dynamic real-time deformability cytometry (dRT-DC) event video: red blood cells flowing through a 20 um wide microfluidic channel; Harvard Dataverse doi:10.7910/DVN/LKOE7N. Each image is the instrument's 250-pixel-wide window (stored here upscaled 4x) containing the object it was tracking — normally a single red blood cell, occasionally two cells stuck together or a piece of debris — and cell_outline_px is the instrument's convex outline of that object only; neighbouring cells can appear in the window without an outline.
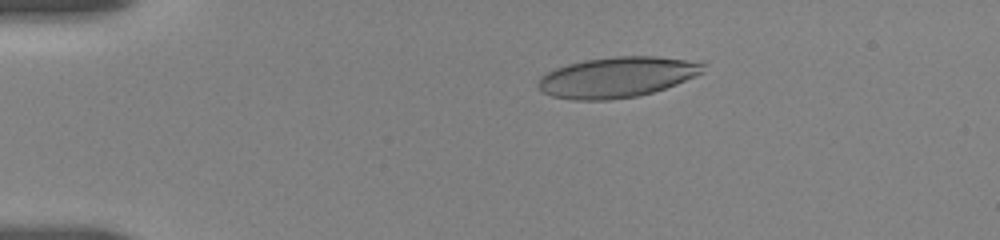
{"species": "human", "species_latin": "Homo sapiens", "temperature_condition": "room temperature", "stored_images_in_passage": 14, "camera_frame_rate_fps": 3000, "um_per_image_px": 0.085, "donor": {"sex": "female"}, "frame": {"image": 1, "passage_image": 8, "time_ms": 3.333, "image_size_px": [1000, 240], "cell_outline_px": [[708, 64], [704, 72], [696, 76], [676, 84], [652, 92], [636, 96], [608, 100], [572, 100], [552, 96], [544, 92], [536, 84], [540, 76], [556, 68], [568, 64], [584, 60], [616, 56], [656, 56], [684, 60]], "centroid_in_image_um": [52.44, 6.56], "position_along_channel_um": 32.6, "area_um2": 38.84}}
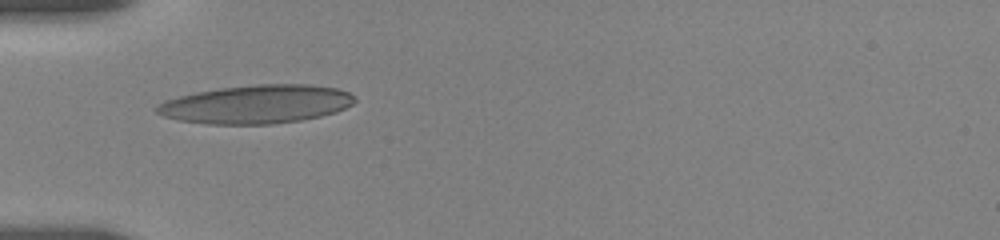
{"frame": {"image": 2, "passage_image": 12, "time_ms": 5.667, "image_size_px": [1000, 240], "cell_outline_px": [[356, 100], [352, 104], [336, 112], [320, 116], [300, 120], [272, 124], [208, 124], [180, 120], [164, 116], [156, 112], [152, 108], [164, 100], [196, 92], [220, 88], [256, 84], [312, 84], [336, 88], [348, 92], [356, 96]], "centroid_in_image_um": [21.79, 8.85], "position_along_channel_um": 63.2, "area_um2": 44.45}}
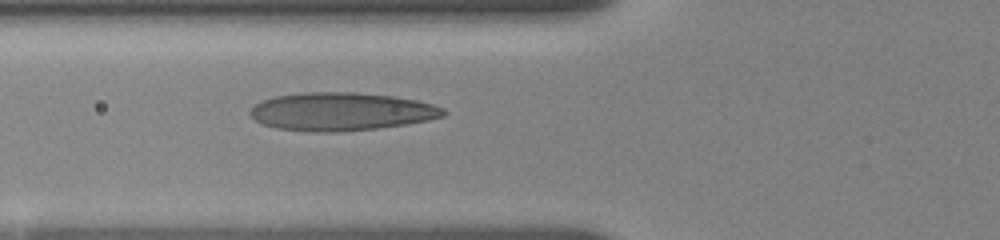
{"frame": {"image": 3, "passage_image": 14, "time_ms": 6.667, "image_size_px": [1000, 240], "cell_outline_px": [[448, 112], [444, 116], [428, 120], [404, 124], [376, 128], [336, 132], [316, 132], [276, 128], [264, 124], [256, 120], [248, 112], [256, 104], [264, 100], [276, 96], [308, 92], [356, 92], [392, 96], [416, 100], [432, 104], [444, 108]], "centroid_in_image_um": [29.03, 9.48], "position_along_channel_um": 96.8, "area_um2": 42.6}}